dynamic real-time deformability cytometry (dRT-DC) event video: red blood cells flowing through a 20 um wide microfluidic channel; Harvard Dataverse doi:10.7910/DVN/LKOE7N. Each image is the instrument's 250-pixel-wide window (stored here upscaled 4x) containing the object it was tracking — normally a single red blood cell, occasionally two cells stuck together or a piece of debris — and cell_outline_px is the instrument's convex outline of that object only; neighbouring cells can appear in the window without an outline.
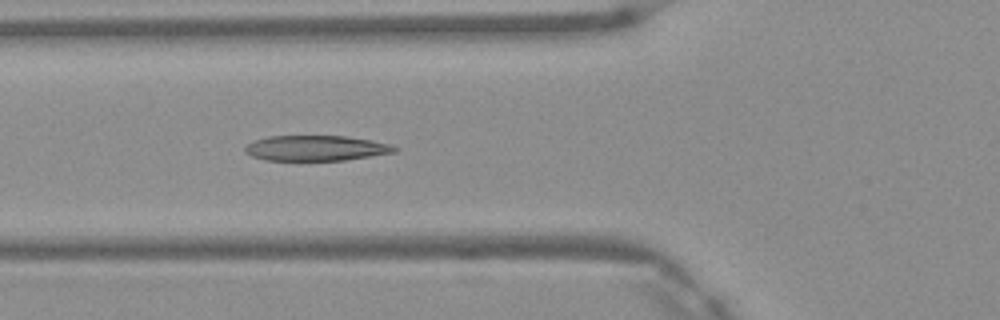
{"species": "Egyptian fruit bat (a non-hibernating species)", "species_latin": "Rousettus aegyptiacus", "temperature_condition": "warm", "stored_images_in_passage": 4, "camera_frame_rate_fps": 3000, "um_per_image_px": 0.085, "frame": {"image": 1, "passage_image": 4, "time_ms": 1.0, "image_size_px": [1000, 320], "cell_outline_px": [[400, 148], [396, 152], [344, 160], [264, 160], [252, 156], [244, 152], [244, 148], [248, 144], [256, 140], [268, 136], [348, 136], [372, 140], [392, 144]], "centroid_in_image_um": [26.9, 12.59], "position_along_channel_um": 98.9, "area_um2": 22.14}}